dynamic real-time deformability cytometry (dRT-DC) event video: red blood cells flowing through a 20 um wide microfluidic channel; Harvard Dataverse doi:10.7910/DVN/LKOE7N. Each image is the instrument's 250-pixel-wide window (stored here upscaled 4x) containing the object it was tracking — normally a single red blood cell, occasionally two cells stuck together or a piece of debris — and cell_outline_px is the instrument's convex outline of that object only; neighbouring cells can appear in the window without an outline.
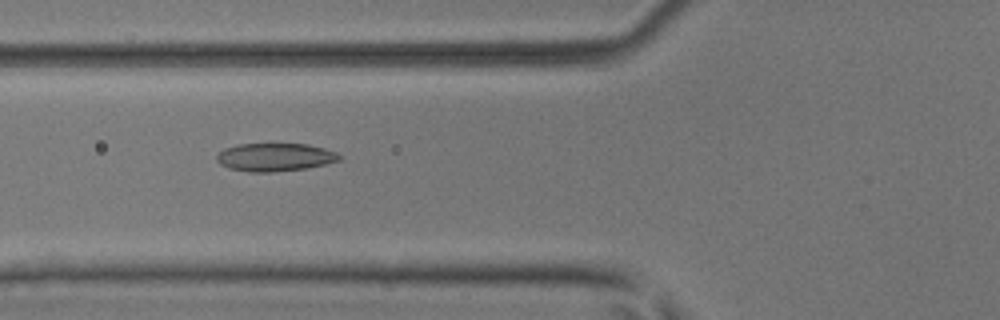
{"species": "common noctule bat (a hibernating species)", "species_latin": "Nyctalus noctula", "temperature_condition": "room temperature", "stored_images_in_passage": 6, "camera_frame_rate_fps": 3000, "um_per_image_px": 0.085, "animal": {"sex": "male", "body_mass_g": 17.9, "forearm_length_mm": 54.2}, "frame": {"image": 1, "passage_image": 4, "time_ms": 1.0, "image_size_px": [1000, 320], "cell_outline_px": [[344, 156], [340, 160], [308, 168], [272, 172], [248, 172], [228, 168], [220, 164], [216, 160], [216, 156], [224, 148], [240, 144], [308, 144], [324, 148], [336, 152]], "centroid_in_image_um": [23.38, 13.36], "position_along_channel_um": 102.4, "area_um2": 20.17}}
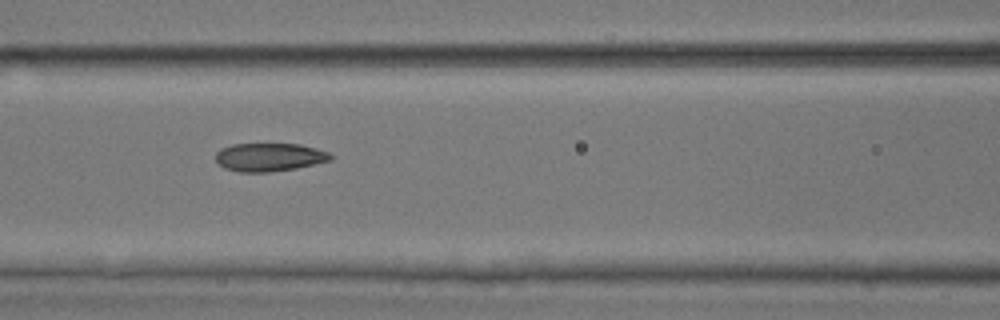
{"frame": {"image": 2, "passage_image": 5, "time_ms": 1.333, "image_size_px": [1000, 320], "cell_outline_px": [[332, 160], [296, 168], [272, 172], [240, 172], [224, 168], [216, 160], [216, 152], [220, 148], [232, 144], [300, 144], [316, 148], [328, 152], [332, 156]], "centroid_in_image_um": [22.89, 13.36], "position_along_channel_um": 143.7, "area_um2": 18.96}}